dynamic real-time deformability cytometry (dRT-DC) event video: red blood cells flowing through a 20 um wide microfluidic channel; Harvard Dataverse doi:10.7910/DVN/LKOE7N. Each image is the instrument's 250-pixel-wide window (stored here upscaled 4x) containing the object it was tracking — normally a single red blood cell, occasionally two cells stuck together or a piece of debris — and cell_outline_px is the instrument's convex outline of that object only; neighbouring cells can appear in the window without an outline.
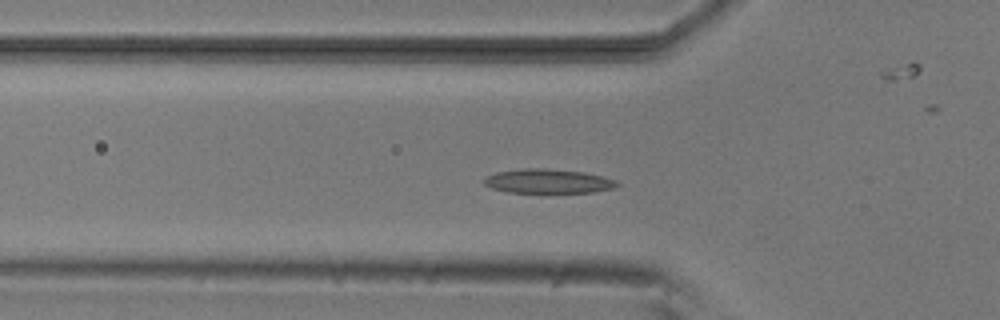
{"species": "common noctule bat (a hibernating species)", "species_latin": "Nyctalus noctula", "temperature_condition": "room temperature", "stored_images_in_passage": 53, "camera_frame_rate_fps": 3000, "um_per_image_px": 0.085, "animal": {"sex": "male", "body_mass_g": 20.5, "forearm_length_mm": 52.5}, "frame": {"image": 1, "passage_image": 16, "time_ms": 5.0, "image_size_px": [1000, 320], "cell_outline_px": [[620, 184], [616, 188], [592, 192], [508, 192], [492, 188], [484, 184], [480, 180], [484, 176], [496, 172], [524, 168], [544, 168], [584, 172], [616, 180]], "centroid_in_image_um": [46.54, 15.39], "position_along_channel_um": 79.3, "area_um2": 18.84}}
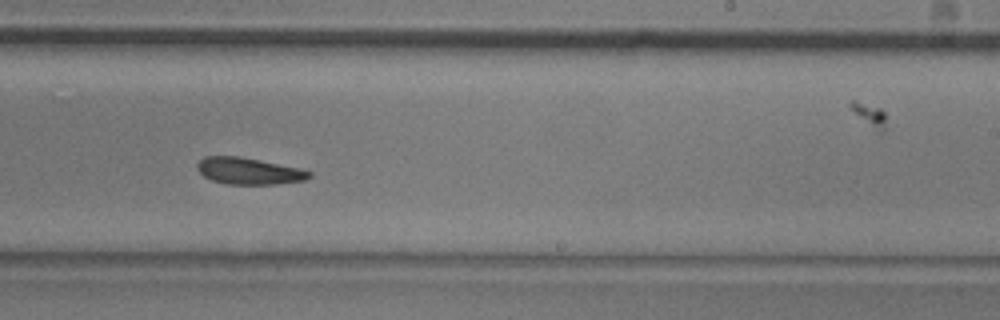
{"frame": {"image": 2, "passage_image": 31, "time_ms": 10.0, "image_size_px": [1000, 320], "cell_outline_px": [[312, 176], [304, 180], [276, 184], [224, 184], [212, 180], [204, 176], [196, 168], [196, 164], [204, 156], [240, 156], [300, 168], [312, 172]], "centroid_in_image_um": [21.14, 14.53], "position_along_channel_um": 267.9, "area_um2": 17.46}}
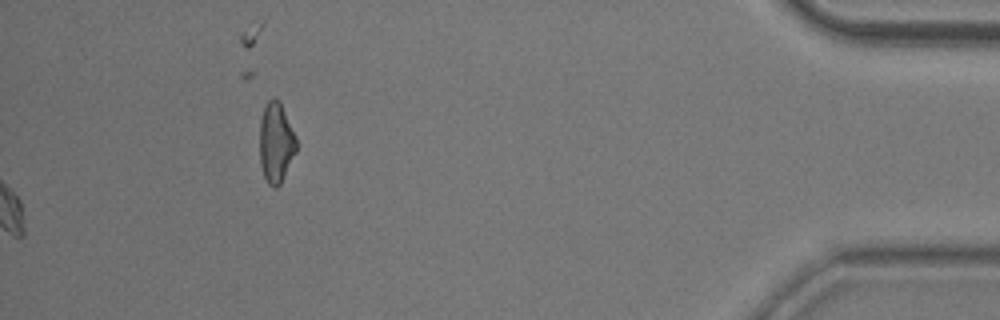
{"frame": {"image": 3, "passage_image": 53, "time_ms": 17.333, "image_size_px": [1000, 320], "cell_outline_px": [[296, 152], [280, 184], [276, 188], [272, 188], [268, 184], [264, 176], [260, 164], [260, 120], [264, 108], [268, 100], [280, 100], [296, 136]], "centroid_in_image_um": [23.46, 12.14], "position_along_channel_um": 411.7, "area_um2": 17.11}, "authors_computed_cell_mechanics": {"area_um2": 17.918, "velocity_mm_per_s": 3.7576, "shape_relaxation_time_tau1_ms": 4.1705, "shape_relaxation_time_tau2_ms": null, "deformation_change_tau1": 0.1082, "deformation_change_tau2": null}}